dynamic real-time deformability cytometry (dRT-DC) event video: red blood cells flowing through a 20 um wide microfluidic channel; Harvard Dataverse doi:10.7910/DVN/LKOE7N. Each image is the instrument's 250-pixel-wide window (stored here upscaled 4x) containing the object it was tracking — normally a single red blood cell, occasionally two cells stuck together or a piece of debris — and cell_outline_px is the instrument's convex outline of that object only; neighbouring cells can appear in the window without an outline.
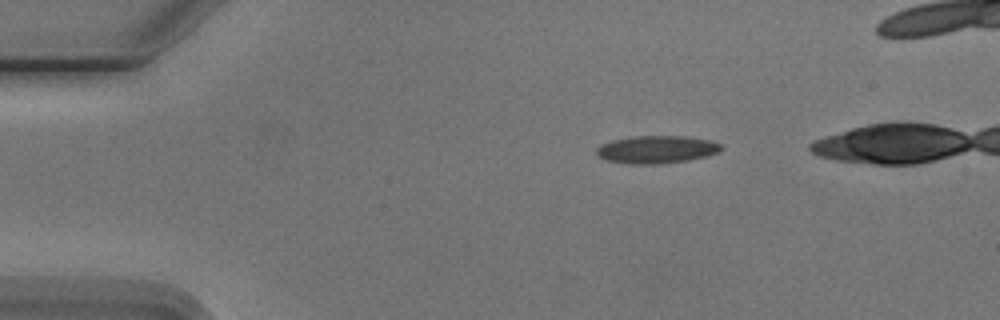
{"species": "Egyptian fruit bat (a non-hibernating species)", "species_latin": "Rousettus aegyptiacus", "temperature_condition": "cold", "stored_images_in_passage": 6, "segment_of_instrument_passage": [1, 2], "camera_frame_rate_fps": 3000, "um_per_image_px": 0.085, "animal": {"sex": "male"}, "frame": {"image": 1, "passage_image": 2, "time_ms": 1.0, "image_size_px": [1000, 320], "cell_outline_px": [[724, 148], [720, 152], [688, 160], [660, 164], [628, 164], [604, 160], [596, 156], [596, 148], [600, 144], [612, 140], [632, 136], [684, 136], [708, 140], [720, 144]], "centroid_in_image_um": [55.75, 12.71], "position_along_channel_um": 29.2, "area_um2": 20.29}}
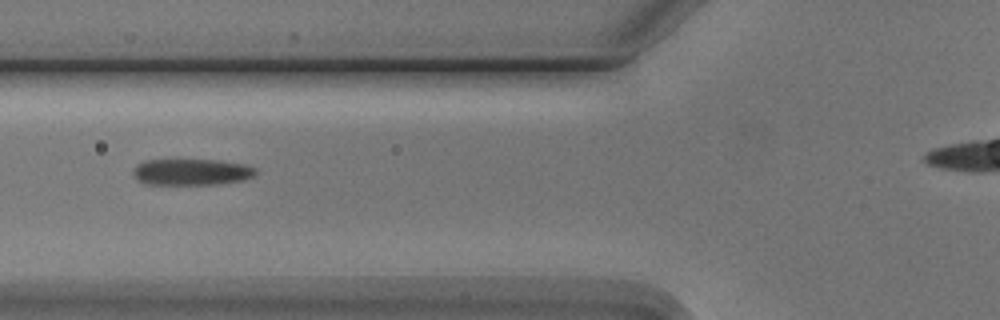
{"frame": {"image": 2, "passage_image": 5, "time_ms": 4.667, "image_size_px": [1000, 320], "cell_outline_px": [[256, 172], [252, 176], [244, 180], [216, 184], [144, 184], [132, 172], [132, 168], [136, 164], [144, 160], [216, 160], [244, 164], [256, 168]], "centroid_in_image_um": [16.26, 14.61], "position_along_channel_um": 109.5, "area_um2": 18.73}}